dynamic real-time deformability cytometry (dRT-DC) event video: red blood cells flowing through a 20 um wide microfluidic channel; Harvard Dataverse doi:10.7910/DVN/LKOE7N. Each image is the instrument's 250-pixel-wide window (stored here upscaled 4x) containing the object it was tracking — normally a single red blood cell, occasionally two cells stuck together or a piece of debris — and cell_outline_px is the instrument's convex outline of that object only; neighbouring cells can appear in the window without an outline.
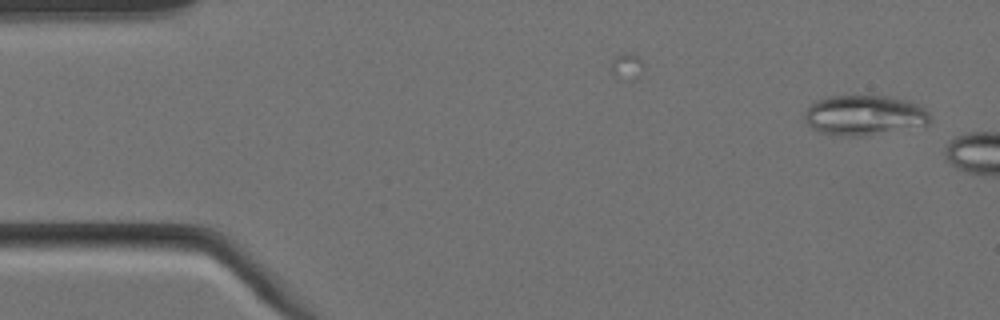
{"species": "Egyptian fruit bat (a non-hibernating species)", "species_latin": "Rousettus aegyptiacus", "temperature_condition": "cold", "stored_images_in_passage": 3, "camera_frame_rate_fps": 3000, "um_per_image_px": 0.085, "animal": {"sex": "female"}, "frame": {"image": 1, "passage_image": 3, "time_ms": 0.667, "image_size_px": [1000, 320], "cell_outline_px": [[932, 120], [924, 128], [864, 136], [844, 136], [820, 132], [812, 128], [804, 120], [804, 112], [816, 100], [824, 96], [888, 96], [908, 100], [924, 108], [928, 112]], "centroid_in_image_um": [73.53, 9.81], "position_along_channel_um": 11.5, "area_um2": 30.0}}